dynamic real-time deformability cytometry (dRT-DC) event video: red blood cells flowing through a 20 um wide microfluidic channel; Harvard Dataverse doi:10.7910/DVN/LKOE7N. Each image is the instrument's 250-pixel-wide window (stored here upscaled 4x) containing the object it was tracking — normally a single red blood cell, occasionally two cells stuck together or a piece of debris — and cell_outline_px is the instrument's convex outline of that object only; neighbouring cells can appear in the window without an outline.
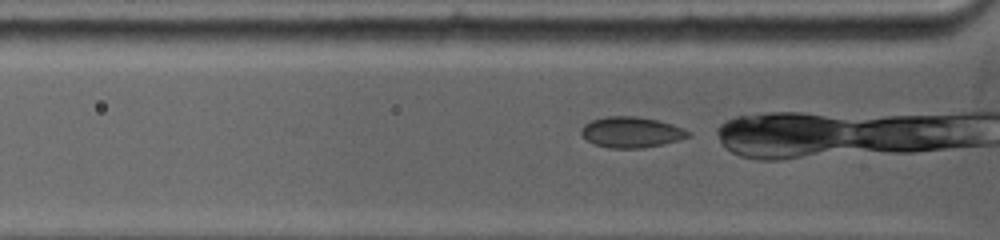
{"species": "common noctule bat (a hibernating species)", "species_latin": "Nyctalus noctula", "temperature_condition": "warm", "stored_images_in_passage": 65, "camera_frame_rate_fps": 5000, "um_per_image_px": 0.085, "animal": {"sex": "female", "body_mass_g": 19.0, "forearm_length_mm": 53.3}, "frame": {"image": 1, "passage_image": 4, "time_ms": 0.4, "image_size_px": [1000, 240], "cell_outline_px": [[692, 136], [680, 140], [664, 144], [644, 148], [608, 148], [592, 144], [580, 132], [580, 128], [584, 124], [592, 120], [608, 116], [636, 116], [656, 120], [672, 124], [684, 128], [692, 132]], "centroid_in_image_um": [53.69, 11.25], "position_along_channel_um": 72.1, "area_um2": 19.42}}
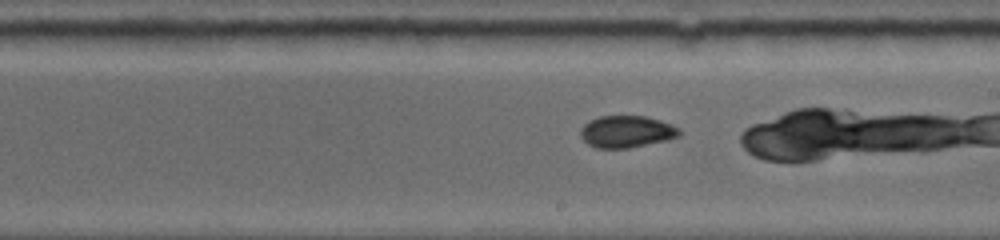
{"frame": {"image": 2, "passage_image": 33, "time_ms": 4.6, "image_size_px": [1000, 240], "cell_outline_px": [[680, 136], [668, 140], [628, 148], [596, 148], [588, 144], [580, 136], [580, 128], [584, 124], [600, 116], [644, 116], [660, 120], [672, 124], [680, 128]], "centroid_in_image_um": [53.27, 11.19], "position_along_channel_um": 235.7, "area_um2": 18.44}}
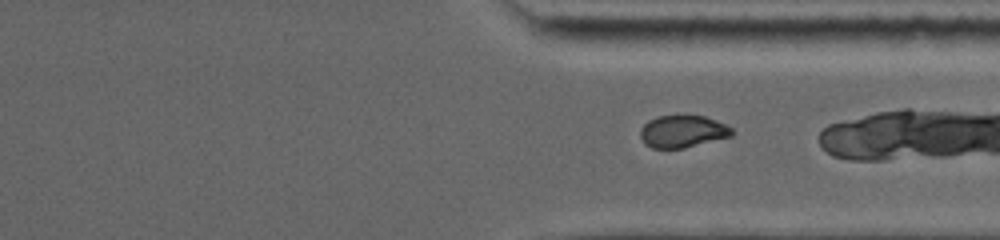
{"frame": {"image": 3, "passage_image": 54, "time_ms": 7.6, "image_size_px": [1000, 240], "cell_outline_px": [[732, 136], [684, 148], [652, 148], [644, 144], [640, 136], [640, 128], [648, 120], [660, 116], [684, 112], [704, 116], [724, 124], [732, 128]], "centroid_in_image_um": [57.99, 11.13], "position_along_channel_um": 353.4, "area_um2": 17.69}}